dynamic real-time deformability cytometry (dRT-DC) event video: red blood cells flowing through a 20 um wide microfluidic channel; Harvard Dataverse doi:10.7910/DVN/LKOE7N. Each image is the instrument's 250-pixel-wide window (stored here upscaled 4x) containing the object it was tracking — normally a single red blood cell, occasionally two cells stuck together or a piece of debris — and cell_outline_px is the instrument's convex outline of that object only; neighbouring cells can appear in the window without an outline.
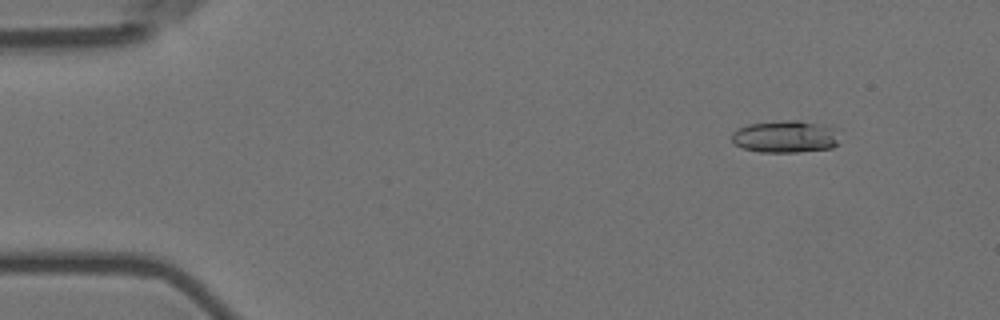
{"species": "Egyptian fruit bat (a non-hibernating species)", "species_latin": "Rousettus aegyptiacus", "temperature_condition": "room temperature", "stored_images_in_passage": 56, "camera_frame_rate_fps": 3000, "um_per_image_px": 0.085, "animal": {"sex": "female"}, "frame": {"image": 1, "passage_image": 5, "time_ms": 1.333, "image_size_px": [1000, 320], "cell_outline_px": [[840, 144], [832, 148], [796, 152], [760, 152], [744, 148], [732, 144], [732, 132], [748, 124], [780, 120], [800, 120], [840, 128]], "centroid_in_image_um": [66.84, 11.6], "position_along_channel_um": 18.2, "area_um2": 20.81}}
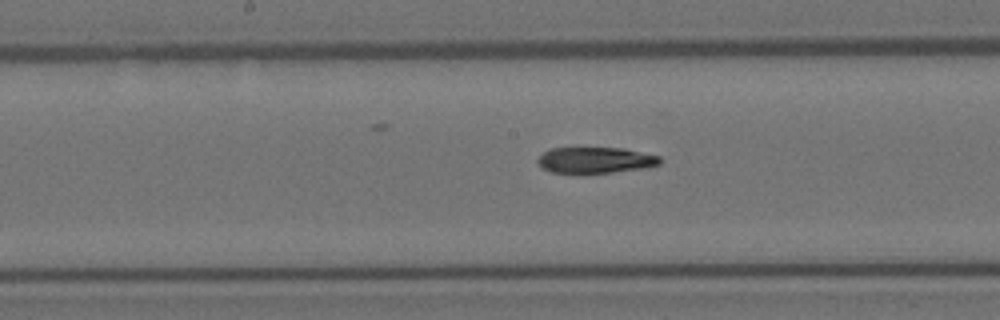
{"frame": {"image": 2, "passage_image": 28, "time_ms": 9.0, "image_size_px": [1000, 320], "cell_outline_px": [[660, 164], [648, 168], [612, 172], [552, 172], [544, 168], [536, 160], [544, 152], [552, 148], [624, 148], [660, 156]], "centroid_in_image_um": [50.67, 13.6], "position_along_channel_um": 197.5, "area_um2": 18.26}}
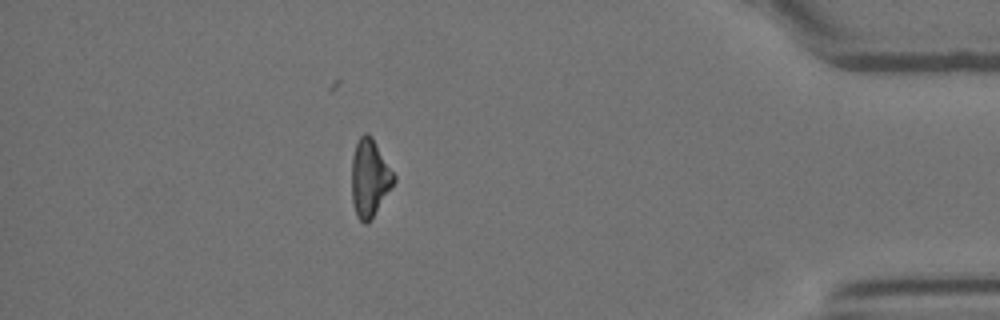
{"frame": {"image": 3, "passage_image": 49, "time_ms": 16.0, "image_size_px": [1000, 320], "cell_outline_px": [[396, 180], [368, 224], [364, 224], [356, 216], [352, 200], [352, 156], [356, 144], [360, 136], [364, 132], [368, 132], [372, 136], [396, 176]], "centroid_in_image_um": [31.42, 15.12], "position_along_channel_um": 403.8, "area_um2": 19.07}}